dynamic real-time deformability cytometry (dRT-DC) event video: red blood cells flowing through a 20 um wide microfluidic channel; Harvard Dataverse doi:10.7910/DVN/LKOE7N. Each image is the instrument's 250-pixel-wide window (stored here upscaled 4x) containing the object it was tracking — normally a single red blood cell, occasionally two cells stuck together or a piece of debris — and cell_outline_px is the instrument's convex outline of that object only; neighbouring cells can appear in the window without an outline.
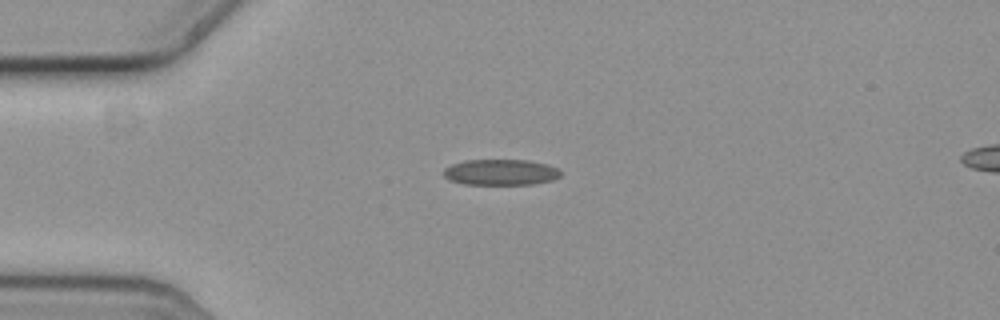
{"species": "common noctule bat (a hibernating species)", "species_latin": "Nyctalus noctula", "temperature_condition": "cold", "stored_images_in_passage": 44, "camera_frame_rate_fps": 3000, "um_per_image_px": 0.085, "animal": {"sex": "female", "body_mass_g": 19.3, "forearm_length_mm": 54.1}, "frame": {"image": 1, "passage_image": 1, "time_ms": 0.0, "image_size_px": [1000, 320], "cell_outline_px": [[560, 176], [552, 180], [532, 184], [464, 184], [452, 180], [444, 176], [444, 168], [452, 164], [464, 160], [528, 160], [548, 164], [556, 168], [560, 172]], "centroid_in_image_um": [42.56, 14.63], "position_along_channel_um": 42.4, "area_um2": 17.51}}
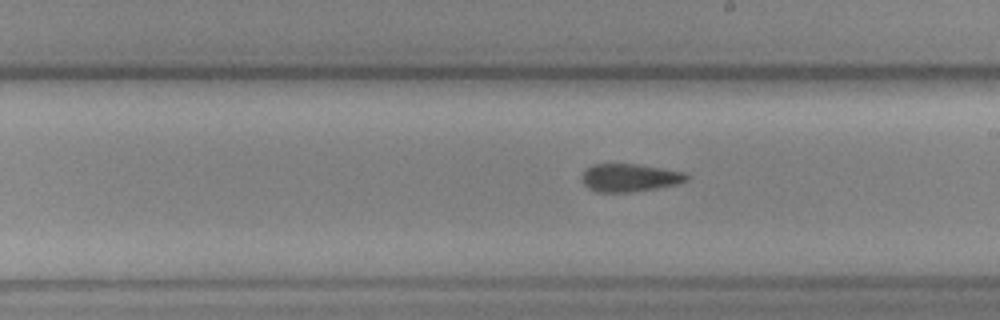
{"frame": {"image": 2, "passage_image": 19, "time_ms": 6.0, "image_size_px": [1000, 320], "cell_outline_px": [[688, 180], [676, 184], [656, 188], [632, 192], [596, 192], [588, 188], [584, 184], [580, 176], [592, 164], [636, 164], [684, 172], [688, 176]], "centroid_in_image_um": [53.49, 15.11], "position_along_channel_um": 235.5, "area_um2": 16.94}}
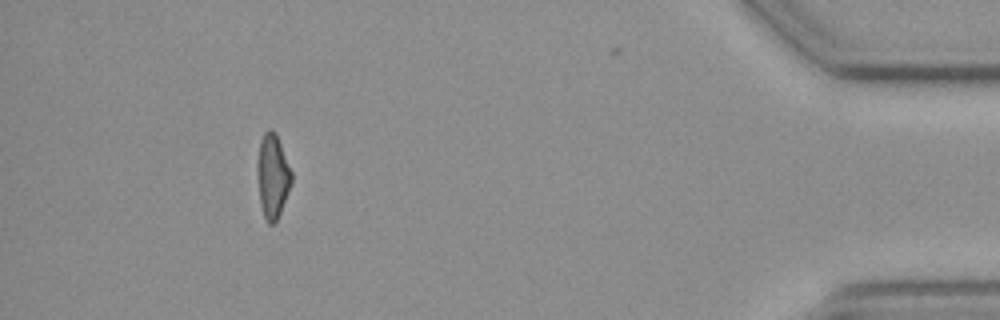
{"frame": {"image": 3, "passage_image": 39, "time_ms": 12.667, "image_size_px": [1000, 320], "cell_outline_px": [[292, 184], [280, 212], [276, 220], [272, 224], [268, 224], [264, 216], [260, 204], [256, 168], [256, 164], [260, 140], [264, 132], [268, 128], [272, 128], [276, 132], [292, 172]], "centroid_in_image_um": [23.16, 14.92], "position_along_channel_um": 412.0, "area_um2": 16.99}, "authors_computed_cell_mechanics": {"area_um2": 17.4845, "velocity_mm_per_s": 3.6188, "shape_relaxation_time_tau1_ms": null, "shape_relaxation_time_tau2_ms": 5.0136, "deformation_change_tau1": null, "deformation_change_tau2": 0.1236}}